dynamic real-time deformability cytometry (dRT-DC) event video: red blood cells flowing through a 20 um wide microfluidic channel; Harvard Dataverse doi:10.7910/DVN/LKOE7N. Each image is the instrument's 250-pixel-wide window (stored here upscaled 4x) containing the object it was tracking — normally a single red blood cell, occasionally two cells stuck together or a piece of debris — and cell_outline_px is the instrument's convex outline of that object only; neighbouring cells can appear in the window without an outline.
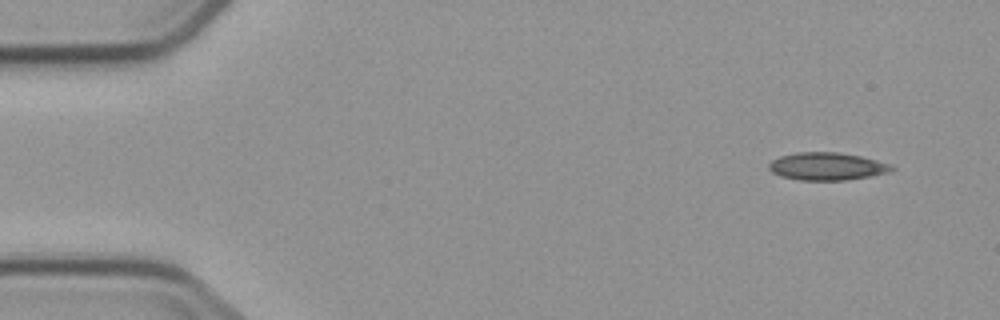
{"species": "common noctule bat (a hibernating species)", "species_latin": "Nyctalus noctula", "temperature_condition": "cold", "stored_images_in_passage": 3, "camera_frame_rate_fps": 3000, "um_per_image_px": 0.085, "animal": {"sex": "male", "body_mass_g": 23.1, "forearm_length_mm": 52.7}, "frame": {"image": 1, "passage_image": 1, "time_ms": 0.0, "image_size_px": [1000, 320], "cell_outline_px": [[896, 168], [892, 172], [844, 180], [800, 180], [780, 176], [772, 172], [768, 168], [768, 164], [772, 160], [780, 156], [796, 152], [840, 152], [860, 156], [892, 164]], "centroid_in_image_um": [70.3, 14.13], "position_along_channel_um": 14.7, "area_um2": 19.88}}
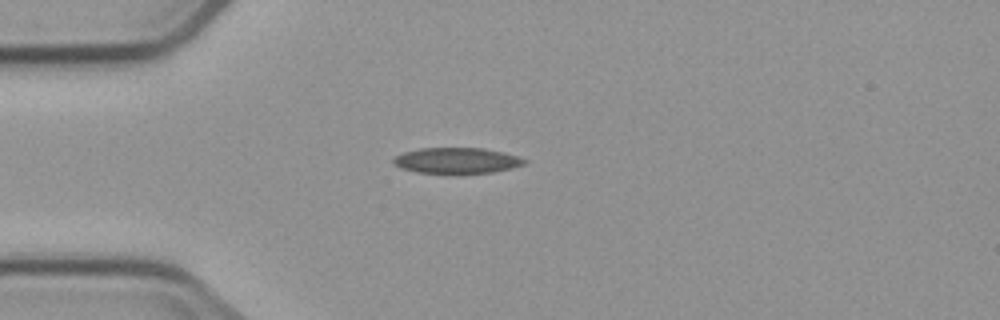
{"frame": {"image": 2, "passage_image": 3, "time_ms": 3.333, "image_size_px": [1000, 320], "cell_outline_px": [[528, 160], [524, 164], [512, 168], [492, 172], [420, 172], [400, 168], [392, 164], [392, 156], [404, 152], [420, 148], [484, 148], [504, 152]], "centroid_in_image_um": [38.79, 13.62], "position_along_channel_um": 46.2, "area_um2": 19.42}}